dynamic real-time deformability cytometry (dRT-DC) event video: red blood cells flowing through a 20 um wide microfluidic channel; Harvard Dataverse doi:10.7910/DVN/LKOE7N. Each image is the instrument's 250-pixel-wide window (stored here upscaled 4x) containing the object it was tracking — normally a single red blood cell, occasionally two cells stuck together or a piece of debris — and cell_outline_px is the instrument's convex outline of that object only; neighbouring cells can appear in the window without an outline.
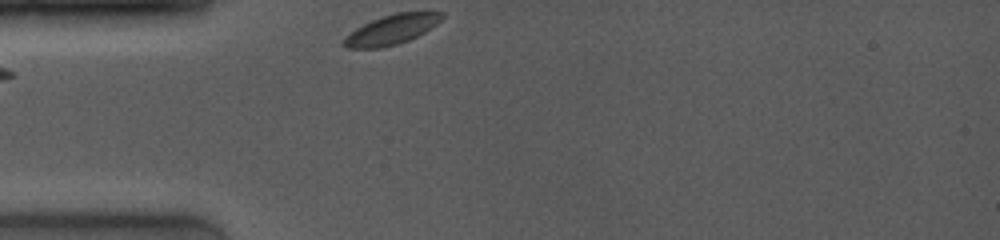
{"species": "common noctule bat (a hibernating species)", "species_latin": "Nyctalus noctula", "temperature_condition": "room temperature", "stored_images_in_passage": 41, "camera_frame_rate_fps": 4000, "um_per_image_px": 0.085, "animal": {"sex": "female", "body_mass_g": 19.0, "forearm_length_mm": 53.3}, "frame": {"image": 1, "passage_image": 1, "time_ms": 0.0, "image_size_px": [1000, 240], "cell_outline_px": [[444, 16], [436, 24], [424, 32], [408, 40], [396, 44], [380, 48], [348, 48], [340, 44], [344, 36], [356, 28], [372, 20], [396, 12], [444, 12]], "centroid_in_image_um": [33.24, 2.52], "position_along_channel_um": 51.8, "area_um2": 16.82}}
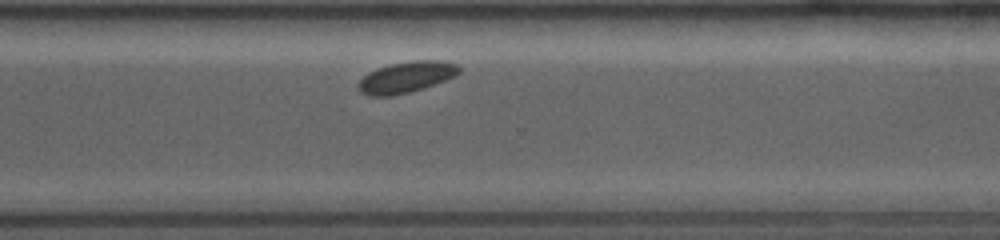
{"frame": {"image": 2, "passage_image": 32, "time_ms": 7.75, "image_size_px": [1000, 240], "cell_outline_px": [[460, 72], [456, 76], [424, 88], [392, 96], [368, 96], [360, 92], [356, 88], [356, 84], [368, 72], [376, 68], [388, 64], [416, 60], [444, 60], [456, 64], [460, 68]], "centroid_in_image_um": [34.51, 6.55], "position_along_channel_um": 336.1, "area_um2": 18.55}}
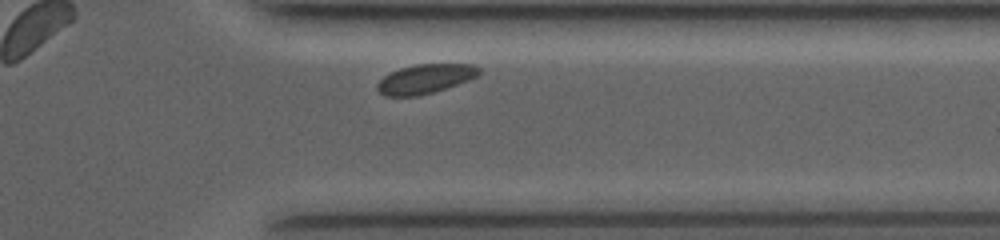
{"frame": {"image": 3, "passage_image": 36, "time_ms": 8.75, "image_size_px": [1000, 240], "cell_outline_px": [[480, 72], [476, 76], [468, 80], [432, 92], [416, 96], [384, 96], [376, 88], [376, 84], [384, 76], [400, 68], [416, 64], [476, 64], [480, 68]], "centroid_in_image_um": [36.13, 6.69], "position_along_channel_um": 375.3, "area_um2": 17.17}}